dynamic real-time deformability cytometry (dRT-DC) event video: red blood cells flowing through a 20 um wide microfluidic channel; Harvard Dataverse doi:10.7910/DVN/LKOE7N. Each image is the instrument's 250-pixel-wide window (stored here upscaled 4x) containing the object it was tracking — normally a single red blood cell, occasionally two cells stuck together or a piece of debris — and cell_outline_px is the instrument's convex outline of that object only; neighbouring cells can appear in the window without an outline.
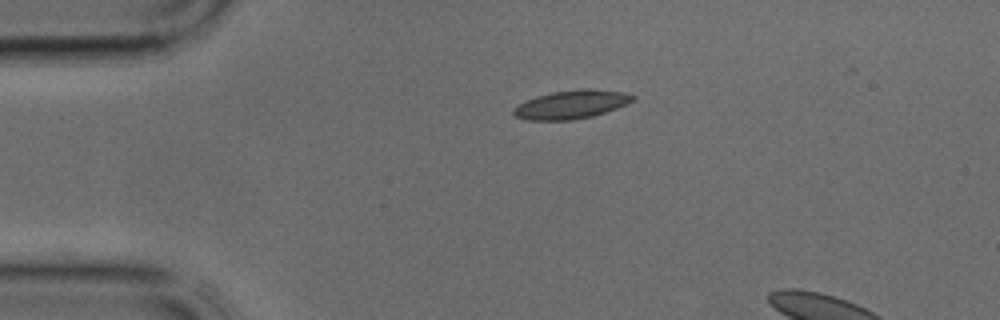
{"species": "common noctule bat (a hibernating species)", "species_latin": "Nyctalus noctula", "temperature_condition": "cold", "stored_images_in_passage": 4, "camera_frame_rate_fps": 3000, "um_per_image_px": 0.085, "animal": {"sex": "male", "body_mass_g": 17.9, "forearm_length_mm": 54.2}, "frame": {"image": 1, "passage_image": 1, "time_ms": 0.0, "image_size_px": [1000, 320], "cell_outline_px": [[636, 100], [628, 104], [592, 116], [572, 120], [528, 120], [516, 116], [512, 112], [512, 108], [516, 104], [536, 96], [552, 92], [584, 88], [592, 88], [628, 92], [636, 96]], "centroid_in_image_um": [48.6, 8.86], "position_along_channel_um": 36.4, "area_um2": 20.11}}